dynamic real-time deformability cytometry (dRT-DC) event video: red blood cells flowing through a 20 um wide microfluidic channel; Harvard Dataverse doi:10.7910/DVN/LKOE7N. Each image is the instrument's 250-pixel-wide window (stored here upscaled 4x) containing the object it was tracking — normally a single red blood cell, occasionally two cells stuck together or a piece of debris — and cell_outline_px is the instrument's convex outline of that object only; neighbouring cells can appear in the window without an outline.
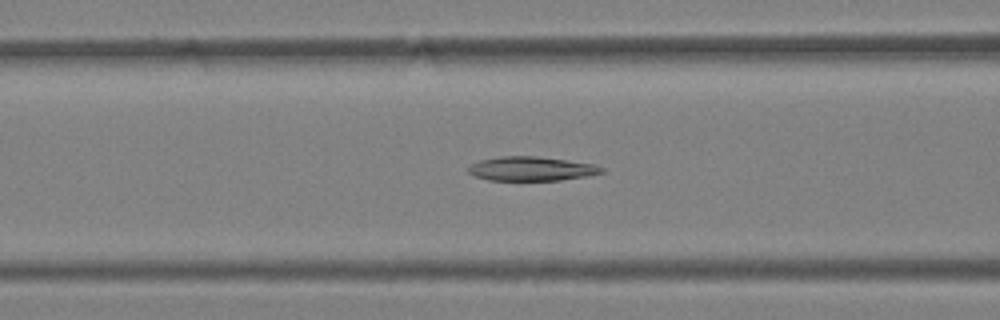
{"species": "Egyptian fruit bat (a non-hibernating species)", "species_latin": "Rousettus aegyptiacus", "temperature_condition": "warm", "stored_images_in_passage": 49, "camera_frame_rate_fps": 3000, "um_per_image_px": 0.085, "animal": {"sex": "female"}, "frame": {"image": 1, "passage_image": 20, "time_ms": 6.333, "image_size_px": [1000, 320], "cell_outline_px": [[604, 172], [588, 176], [560, 180], [488, 180], [472, 176], [468, 172], [468, 168], [472, 164], [480, 160], [500, 156], [536, 156], [596, 164], [604, 168]], "centroid_in_image_um": [45.17, 14.34], "position_along_channel_um": 121.4, "area_um2": 18.84}}
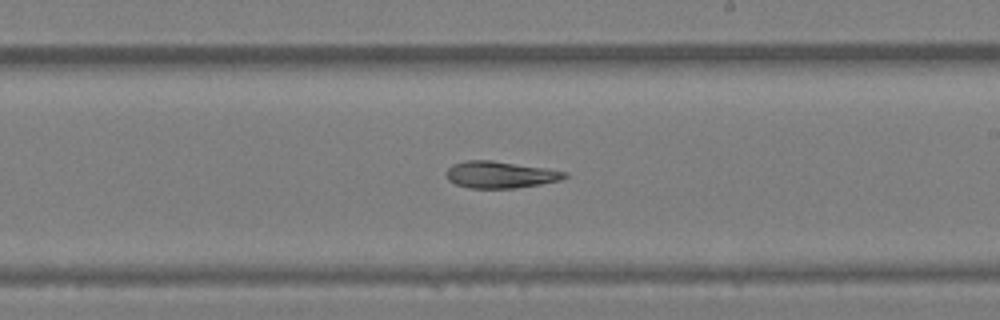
{"frame": {"image": 2, "passage_image": 29, "time_ms": 9.333, "image_size_px": [1000, 320], "cell_outline_px": [[568, 176], [560, 180], [540, 184], [516, 188], [468, 188], [456, 184], [448, 180], [448, 168], [452, 164], [468, 160], [492, 160], [544, 168], [568, 172]], "centroid_in_image_um": [42.53, 14.85], "position_along_channel_um": 246.5, "area_um2": 18.32}}
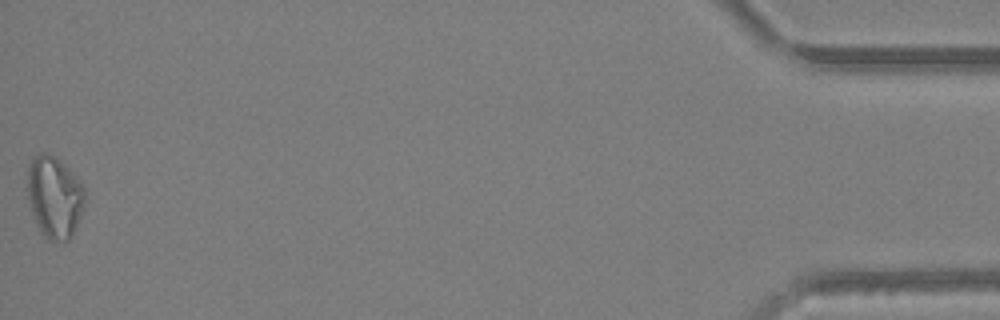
{"frame": {"image": 3, "passage_image": 49, "time_ms": 16.0, "image_size_px": [1000, 320], "cell_outline_px": [[84, 208], [76, 228], [72, 236], [68, 240], [48, 240], [40, 232], [36, 224], [24, 188], [28, 164], [32, 156], [40, 152], [48, 152], [56, 156], [84, 184]], "centroid_in_image_um": [4.59, 16.69], "position_along_channel_um": 430.6, "area_um2": 28.26}}